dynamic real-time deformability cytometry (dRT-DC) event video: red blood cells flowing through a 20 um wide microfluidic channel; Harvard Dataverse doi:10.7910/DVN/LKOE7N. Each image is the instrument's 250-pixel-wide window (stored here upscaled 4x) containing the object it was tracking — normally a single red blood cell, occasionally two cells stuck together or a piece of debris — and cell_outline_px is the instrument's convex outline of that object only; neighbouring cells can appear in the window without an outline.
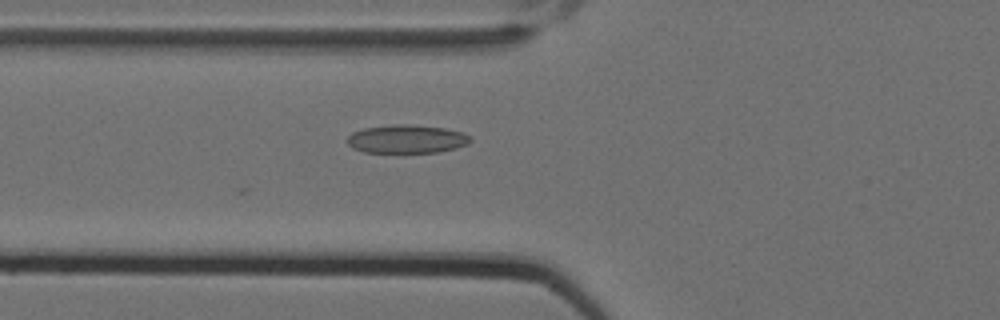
{"species": "Egyptian fruit bat (a non-hibernating species)", "species_latin": "Rousettus aegyptiacus", "temperature_condition": "cold", "stored_images_in_passage": 6, "camera_frame_rate_fps": 3000, "um_per_image_px": 0.085, "animal": {"sex": "female"}, "frame": {"image": 1, "passage_image": 6, "time_ms": 1.667, "image_size_px": [1000, 320], "cell_outline_px": [[472, 140], [468, 144], [456, 148], [436, 152], [364, 152], [352, 148], [348, 144], [348, 136], [352, 132], [364, 128], [396, 124], [412, 124], [444, 128], [464, 132], [472, 136]], "centroid_in_image_um": [34.61, 11.81], "position_along_channel_um": 91.2, "area_um2": 20.46}}